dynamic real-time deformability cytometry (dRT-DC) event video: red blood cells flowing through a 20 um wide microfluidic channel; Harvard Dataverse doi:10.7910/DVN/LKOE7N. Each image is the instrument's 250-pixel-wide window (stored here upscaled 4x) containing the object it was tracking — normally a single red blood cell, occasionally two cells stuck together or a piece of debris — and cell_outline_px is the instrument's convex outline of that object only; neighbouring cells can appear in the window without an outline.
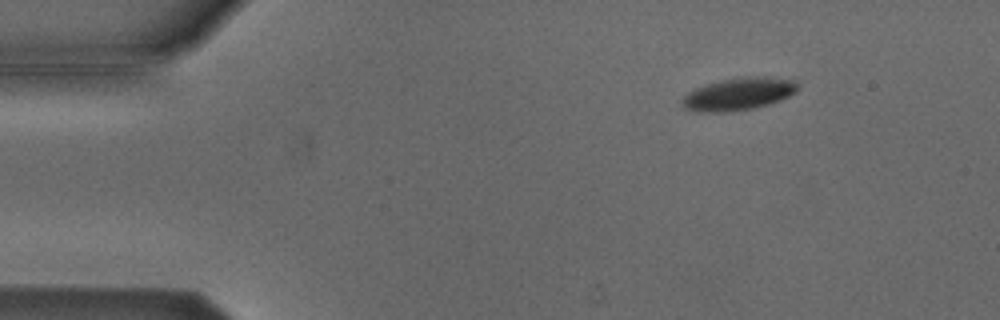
{"species": "Egyptian fruit bat (a non-hibernating species)", "species_latin": "Rousettus aegyptiacus", "temperature_condition": "cold", "stored_images_in_passage": 49, "camera_frame_rate_fps": 3000, "um_per_image_px": 0.085, "animal": {"sex": "male"}, "frame": {"image": 1, "passage_image": 2, "time_ms": 0.333, "image_size_px": [1000, 320], "cell_outline_px": [[800, 88], [796, 92], [780, 100], [768, 104], [752, 108], [720, 112], [696, 112], [684, 108], [680, 104], [684, 96], [688, 92], [696, 88], [720, 80], [744, 76], [764, 76], [796, 80], [800, 84]], "centroid_in_image_um": [62.8, 7.97], "position_along_channel_um": 22.2, "area_um2": 21.96}}
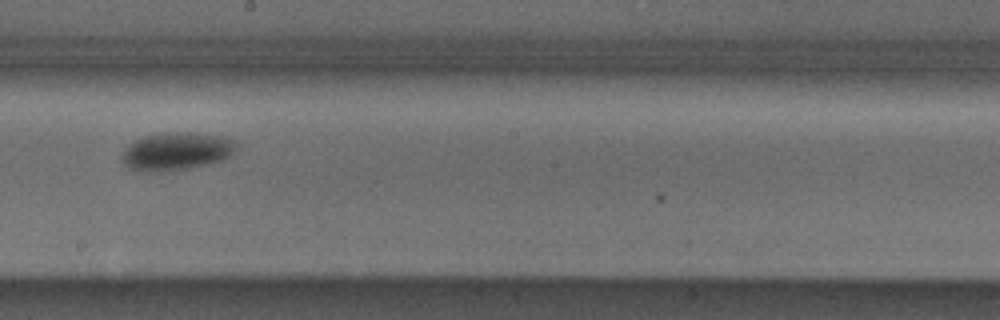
{"frame": {"image": 2, "passage_image": 25, "time_ms": 8.0, "image_size_px": [1000, 320], "cell_outline_px": [[240, 144], [228, 156], [220, 160], [208, 164], [188, 168], [148, 172], [128, 168], [120, 160], [124, 152], [140, 136], [164, 132], [188, 132], [224, 136]], "centroid_in_image_um": [15.0, 12.84], "position_along_channel_um": 233.2, "area_um2": 25.03}}
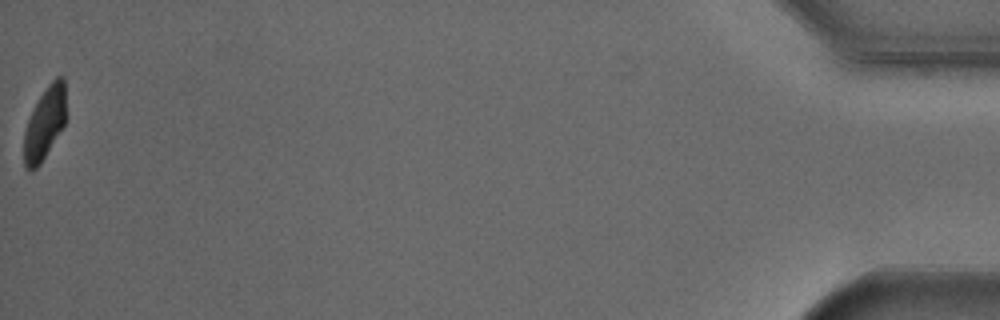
{"frame": {"image": 3, "passage_image": 49, "time_ms": 16.0, "image_size_px": [1000, 320], "cell_outline_px": [[64, 124], [40, 164], [32, 172], [24, 168], [24, 132], [32, 108], [48, 84], [56, 76], [64, 76]], "centroid_in_image_um": [3.76, 10.5], "position_along_channel_um": 431.4, "area_um2": 17.46}, "authors_computed_cell_mechanics": {"area_um2": 22.3108, "velocity_mm_per_s": 3.7789, "shape_relaxation_time_tau1_ms": 1.824, "shape_relaxation_time_tau2_ms": null, "deformation_change_tau1": 0.0991, "deformation_change_tau2": null}}